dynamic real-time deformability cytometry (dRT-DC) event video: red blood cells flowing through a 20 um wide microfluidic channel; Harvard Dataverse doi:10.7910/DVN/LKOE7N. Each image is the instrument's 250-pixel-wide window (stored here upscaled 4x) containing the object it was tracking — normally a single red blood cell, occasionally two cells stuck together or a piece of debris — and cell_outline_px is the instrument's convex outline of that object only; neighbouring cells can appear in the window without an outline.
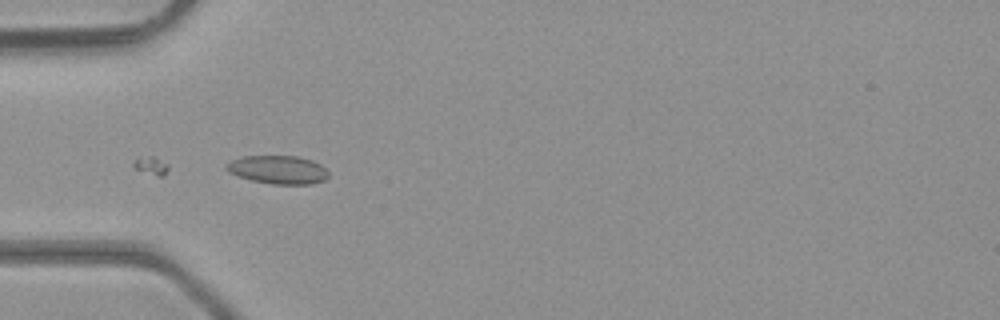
{"species": "common noctule bat (a hibernating species)", "species_latin": "Nyctalus noctula", "temperature_condition": "room temperature", "stored_images_in_passage": 47, "segment_of_instrument_passage": [1, 2], "camera_frame_rate_fps": 3000, "um_per_image_px": 0.085, "animal": {"sex": "male", "body_mass_g": 23.1, "forearm_length_mm": 52.7}, "frame": {"image": 1, "passage_image": 15, "time_ms": 4.667, "image_size_px": [1000, 320], "cell_outline_px": [[328, 176], [324, 180], [312, 184], [272, 184], [252, 180], [228, 172], [224, 168], [224, 164], [232, 160], [244, 156], [300, 156], [312, 160], [320, 164], [328, 172]], "centroid_in_image_um": [23.62, 14.42], "position_along_channel_um": 61.4, "area_um2": 16.88}}